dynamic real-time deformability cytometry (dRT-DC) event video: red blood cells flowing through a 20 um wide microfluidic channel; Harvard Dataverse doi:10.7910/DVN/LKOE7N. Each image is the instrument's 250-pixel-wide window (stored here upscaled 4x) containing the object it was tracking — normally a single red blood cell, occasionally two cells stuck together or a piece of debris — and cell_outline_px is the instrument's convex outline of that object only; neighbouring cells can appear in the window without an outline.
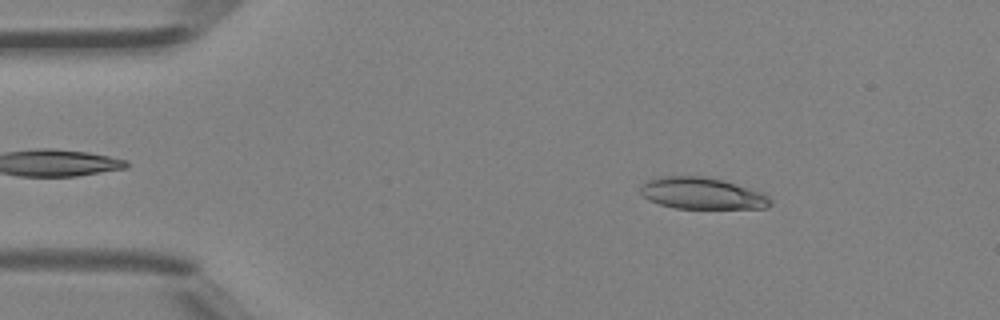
{"species": "Egyptian fruit bat (a non-hibernating species)", "species_latin": "Rousettus aegyptiacus", "temperature_condition": "room temperature", "stored_images_in_passage": 44, "camera_frame_rate_fps": 3000, "um_per_image_px": 0.085, "animal": {"sex": "female"}, "frame": {"image": 1, "passage_image": 6, "time_ms": 1.667, "image_size_px": [1000, 320], "cell_outline_px": [[772, 204], [768, 208], [676, 208], [660, 204], [648, 200], [640, 192], [640, 188], [648, 180], [664, 176], [704, 176], [720, 180], [748, 188], [760, 192], [768, 196], [772, 200]], "centroid_in_image_um": [59.67, 16.44], "position_along_channel_um": 25.3, "area_um2": 23.58}}
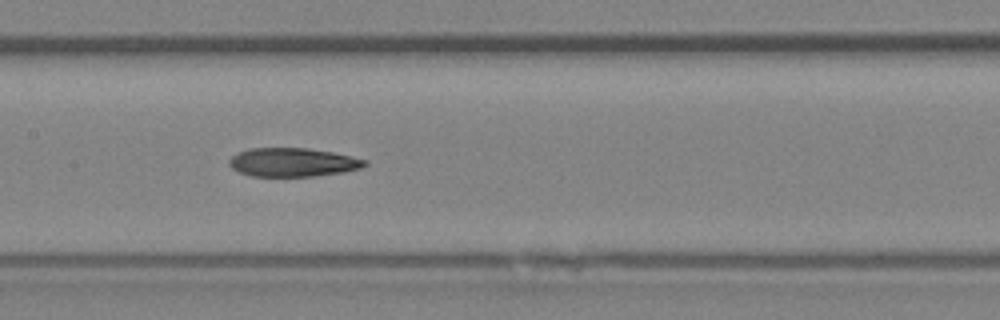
{"frame": {"image": 2, "passage_image": 21, "time_ms": 6.667, "image_size_px": [1000, 320], "cell_outline_px": [[368, 164], [360, 168], [344, 172], [316, 176], [252, 176], [240, 172], [232, 168], [228, 164], [228, 160], [236, 152], [248, 148], [308, 148], [332, 152], [368, 160]], "centroid_in_image_um": [24.87, 13.79], "position_along_channel_um": 182.5, "area_um2": 22.77}}
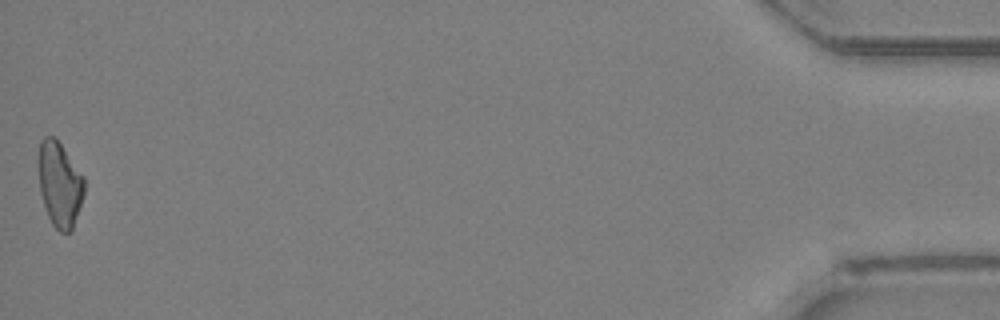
{"frame": {"image": 3, "passage_image": 44, "time_ms": 14.333, "image_size_px": [1000, 320], "cell_outline_px": [[84, 192], [72, 232], [60, 232], [52, 224], [48, 216], [40, 192], [36, 160], [40, 140], [44, 136], [52, 136], [60, 144], [84, 176]], "centroid_in_image_um": [5.04, 15.65], "position_along_channel_um": 430.2, "area_um2": 22.89}, "authors_computed_cell_mechanics": {"area_um2": 23.0333, "velocity_mm_per_s": 4.525, "shape_relaxation_time_tau1_ms": null, "shape_relaxation_time_tau2_ms": 6.6271, "deformation_change_tau1": null, "deformation_change_tau2": 0.1684}}